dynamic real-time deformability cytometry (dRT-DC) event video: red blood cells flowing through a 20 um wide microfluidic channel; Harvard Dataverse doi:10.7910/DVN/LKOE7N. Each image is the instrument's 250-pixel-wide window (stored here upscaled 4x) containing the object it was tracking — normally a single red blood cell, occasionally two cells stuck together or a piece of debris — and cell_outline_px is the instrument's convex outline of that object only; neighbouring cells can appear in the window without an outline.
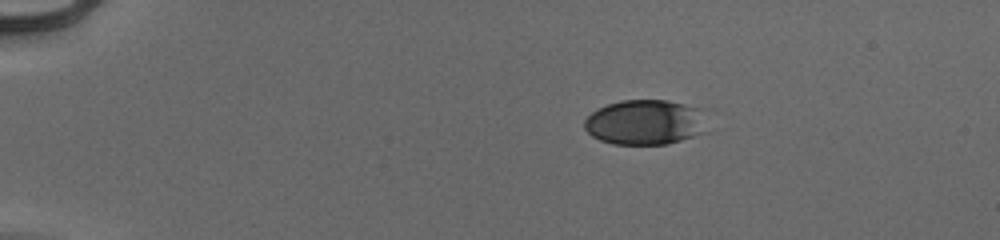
{"species": "human", "species_latin": "Homo sapiens", "temperature_condition": "cold", "stored_images_in_passage": 44, "camera_frame_rate_fps": 3000, "um_per_image_px": 0.085, "donor": {"sex": "male"}, "frame": {"image": 1, "passage_image": 1, "time_ms": 0.0, "image_size_px": [1000, 240], "cell_outline_px": [[708, 132], [668, 144], [612, 144], [600, 140], [592, 136], [584, 128], [584, 120], [596, 108], [620, 100], [664, 100], [684, 104], [696, 108]], "centroid_in_image_um": [54.77, 10.41], "position_along_channel_um": 30.2, "area_um2": 32.02}}
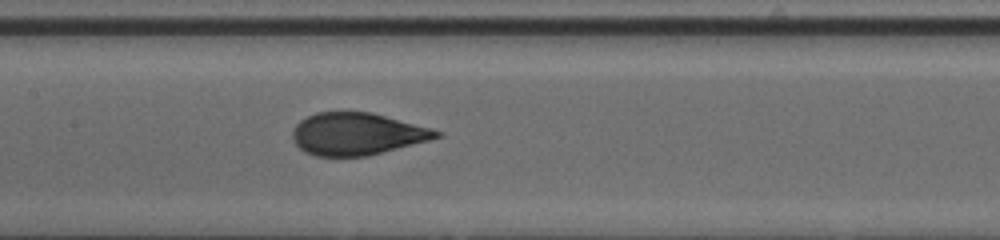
{"frame": {"image": 2, "passage_image": 19, "time_ms": 6.0, "image_size_px": [1000, 240], "cell_outline_px": [[444, 136], [364, 156], [316, 156], [304, 152], [292, 140], [292, 132], [296, 124], [300, 120], [316, 112], [372, 112], [432, 128], [444, 132]], "centroid_in_image_um": [30.34, 11.37], "position_along_channel_um": 177.1, "area_um2": 35.26}}
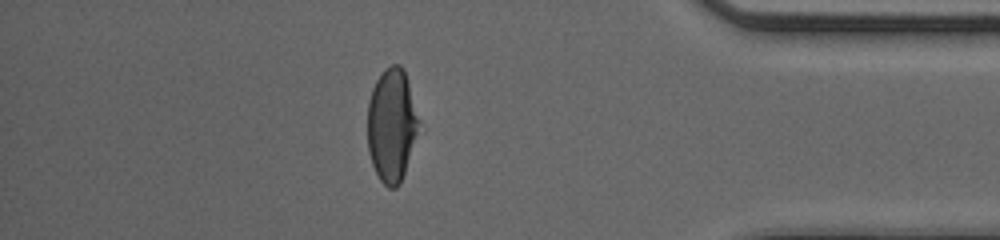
{"frame": {"image": 3, "passage_image": 38, "time_ms": 12.333, "image_size_px": [1000, 240], "cell_outline_px": [[424, 132], [400, 184], [396, 188], [388, 188], [380, 180], [372, 164], [368, 152], [368, 100], [372, 88], [376, 80], [384, 68], [392, 64], [400, 64], [404, 68]], "centroid_in_image_um": [33.37, 10.68], "position_along_channel_um": 401.8, "area_um2": 35.49}, "authors_computed_cell_mechanics": {"area_um2": 35.8938, "velocity_mm_per_s": 3.9668, "shape_relaxation_time_tau1_ms": 4.2027, "shape_relaxation_time_tau2_ms": null, "deformation_change_tau1": 0.1966, "deformation_change_tau2": null}}